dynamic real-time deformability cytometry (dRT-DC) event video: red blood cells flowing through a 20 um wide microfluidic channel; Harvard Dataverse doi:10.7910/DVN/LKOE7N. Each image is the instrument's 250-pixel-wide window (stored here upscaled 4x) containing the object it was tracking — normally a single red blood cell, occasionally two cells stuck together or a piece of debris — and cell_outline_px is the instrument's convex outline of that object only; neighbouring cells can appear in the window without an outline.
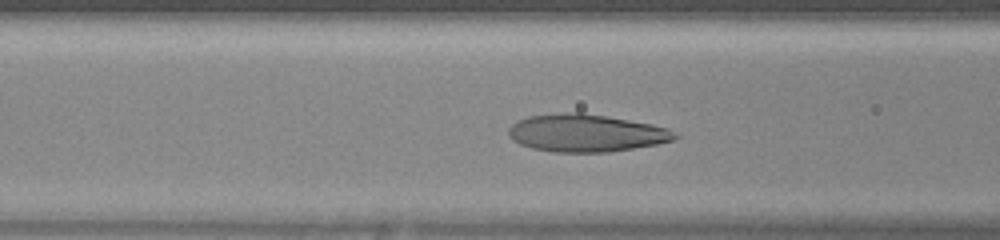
{"species": "human", "species_latin": "Homo sapiens", "temperature_condition": "warm", "stored_images_in_passage": 41, "camera_frame_rate_fps": 3000, "um_per_image_px": 0.085, "donor": {"sex": "female"}, "frame": {"image": 1, "passage_image": 13, "time_ms": 4.0, "image_size_px": [1000, 240], "cell_outline_px": [[680, 136], [672, 140], [656, 144], [608, 152], [552, 152], [532, 148], [520, 144], [512, 140], [508, 136], [508, 128], [516, 120], [528, 116], [572, 112], [580, 112], [652, 124], [668, 128]], "centroid_in_image_um": [49.77, 11.31], "position_along_channel_um": 116.8, "area_um2": 36.24}}
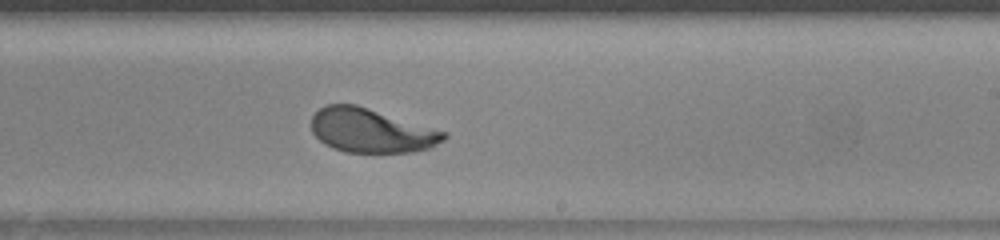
{"frame": {"image": 2, "passage_image": 23, "time_ms": 7.333, "image_size_px": [1000, 240], "cell_outline_px": [[448, 136], [444, 140], [432, 148], [412, 152], [344, 152], [332, 148], [324, 144], [312, 132], [312, 116], [324, 104], [356, 104], [448, 132]], "centroid_in_image_um": [31.57, 11.1], "position_along_channel_um": 257.4, "area_um2": 34.22}}
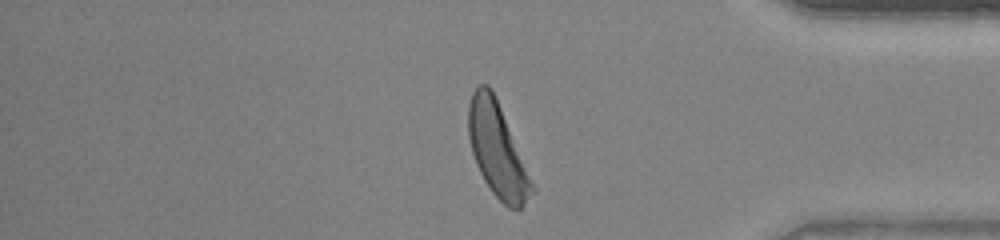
{"frame": {"image": 3, "passage_image": 34, "time_ms": 11.0, "image_size_px": [1000, 240], "cell_outline_px": [[536, 188], [524, 204], [520, 208], [508, 208], [492, 192], [484, 180], [476, 164], [472, 152], [468, 136], [468, 104], [472, 92], [480, 84], [488, 84], [492, 88]], "centroid_in_image_um": [42.26, 12.73], "position_along_channel_um": 392.9, "area_um2": 34.39}, "authors_computed_cell_mechanics": {"area_um2": 35.0846, "velocity_mm_per_s": 4.2343, "shape_relaxation_time_tau1_ms": 2.4888, "shape_relaxation_time_tau2_ms": 0.6285, "deformation_change_tau1": 0.1547, "deformation_change_tau2": 0.0702}}